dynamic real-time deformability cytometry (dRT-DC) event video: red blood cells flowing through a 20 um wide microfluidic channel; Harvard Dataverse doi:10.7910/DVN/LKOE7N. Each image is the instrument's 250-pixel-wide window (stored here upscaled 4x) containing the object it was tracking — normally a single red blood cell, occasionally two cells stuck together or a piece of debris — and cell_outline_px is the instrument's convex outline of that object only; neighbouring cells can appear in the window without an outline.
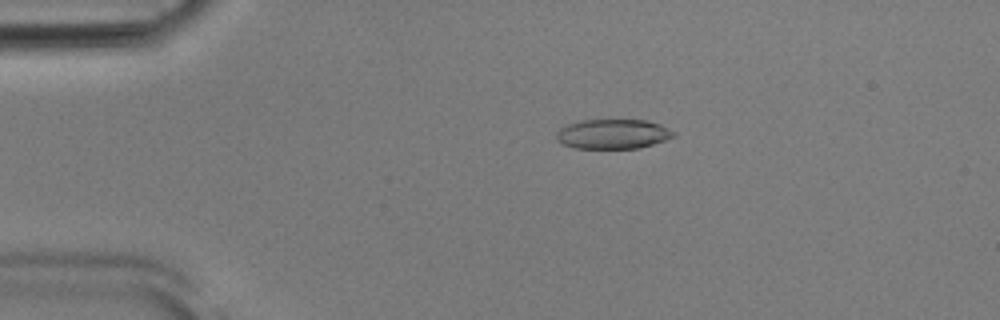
{"species": "Egyptian fruit bat (a non-hibernating species)", "species_latin": "Rousettus aegyptiacus", "temperature_condition": "room temperature", "stored_images_in_passage": 49, "camera_frame_rate_fps": 3000, "um_per_image_px": 0.085, "animal": {"sex": "male"}, "frame": {"image": 1, "passage_image": 7, "time_ms": 2.0, "image_size_px": [1000, 320], "cell_outline_px": [[676, 136], [640, 148], [576, 148], [564, 144], [556, 140], [556, 132], [560, 128], [568, 124], [580, 120], [648, 120], [660, 124], [676, 132]], "centroid_in_image_um": [52.11, 11.38], "position_along_channel_um": 32.9, "area_um2": 20.29}}
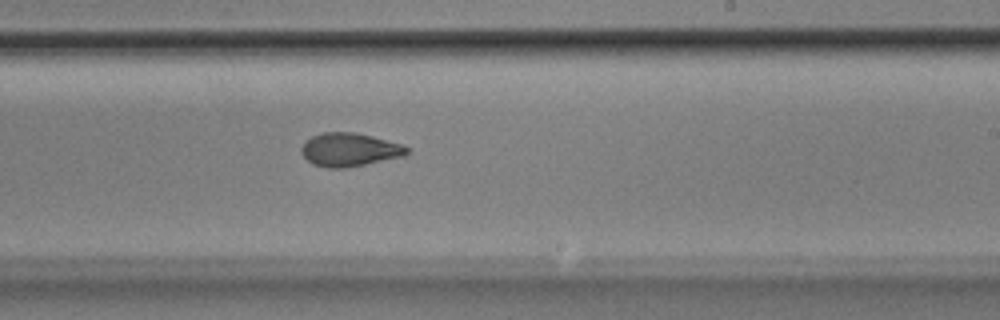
{"frame": {"image": 2, "passage_image": 28, "time_ms": 9.0, "image_size_px": [1000, 320], "cell_outline_px": [[408, 152], [404, 156], [348, 168], [328, 168], [312, 164], [300, 152], [300, 148], [312, 136], [324, 132], [356, 132], [404, 144], [408, 148]], "centroid_in_image_um": [29.73, 12.73], "position_along_channel_um": 259.3, "area_um2": 20.63}}
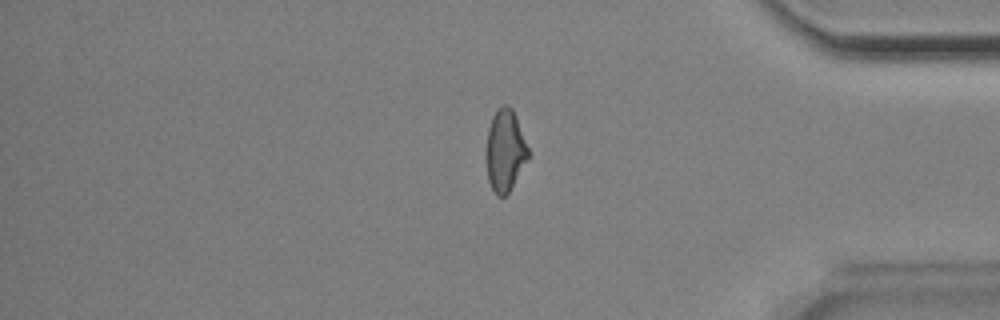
{"frame": {"image": 3, "passage_image": 40, "time_ms": 13.0, "image_size_px": [1000, 320], "cell_outline_px": [[528, 160], [508, 192], [504, 196], [496, 196], [488, 180], [488, 128], [492, 116], [504, 104], [508, 104], [512, 108], [516, 116], [528, 148]], "centroid_in_image_um": [42.96, 12.78], "position_along_channel_um": 392.2, "area_um2": 19.42}, "authors_computed_cell_mechanics": {"area_um2": 20.6924, "velocity_mm_per_s": 3.906, "shape_relaxation_time_tau1_ms": 7.0483, "shape_relaxation_time_tau2_ms": 2.1475, "deformation_change_tau1": 0.2083, "deformation_change_tau2": 0.0843}}